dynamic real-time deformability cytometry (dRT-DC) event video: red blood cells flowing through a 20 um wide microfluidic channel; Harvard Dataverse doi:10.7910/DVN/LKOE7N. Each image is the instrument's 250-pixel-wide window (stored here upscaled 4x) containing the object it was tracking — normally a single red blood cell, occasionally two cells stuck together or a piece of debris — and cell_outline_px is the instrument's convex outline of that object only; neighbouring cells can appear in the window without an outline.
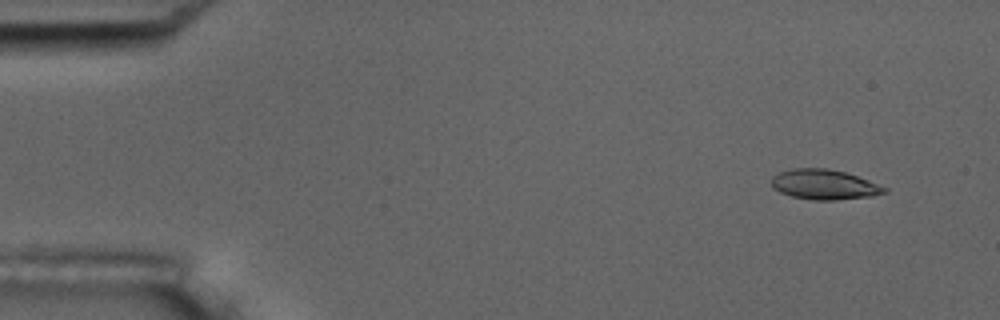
{"species": "common noctule bat (a hibernating species)", "species_latin": "Nyctalus noctula", "temperature_condition": "room temperature", "stored_images_in_passage": 7, "camera_frame_rate_fps": 3000, "um_per_image_px": 0.085, "animal": {"sex": "male", "body_mass_g": 17.5, "forearm_length_mm": 52.3}, "frame": {"image": 1, "passage_image": 2, "time_ms": 1.333, "image_size_px": [1000, 320], "cell_outline_px": [[888, 192], [872, 196], [836, 200], [812, 200], [792, 196], [780, 192], [772, 188], [772, 176], [780, 172], [792, 168], [828, 168], [844, 172], [868, 180], [888, 188]], "centroid_in_image_um": [70.06, 15.69], "position_along_channel_um": 14.9, "area_um2": 19.77}}